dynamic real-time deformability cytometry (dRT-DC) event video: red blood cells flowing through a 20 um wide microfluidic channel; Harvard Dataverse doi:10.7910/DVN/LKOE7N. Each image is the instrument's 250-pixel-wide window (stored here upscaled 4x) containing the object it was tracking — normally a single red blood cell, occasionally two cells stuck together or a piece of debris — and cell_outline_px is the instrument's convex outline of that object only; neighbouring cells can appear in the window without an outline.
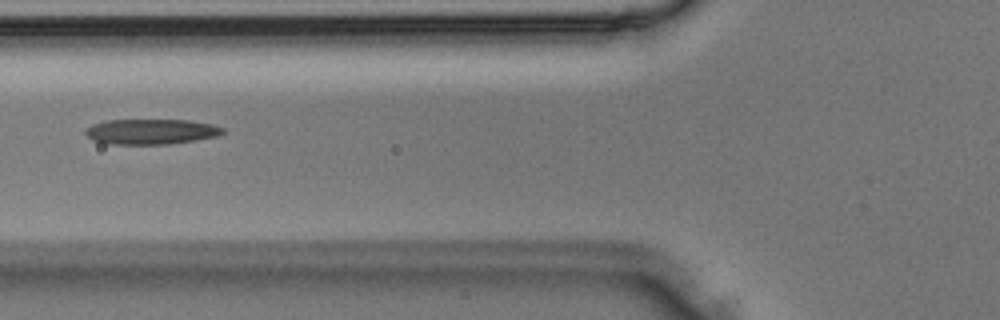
{"species": "Egyptian fruit bat (a non-hibernating species)", "species_latin": "Rousettus aegyptiacus", "temperature_condition": "room temperature", "stored_images_in_passage": 3, "camera_frame_rate_fps": 3000, "um_per_image_px": 0.085, "animal": {"sex": "male"}, "frame": {"image": 1, "passage_image": 3, "time_ms": 0.667, "image_size_px": [1000, 320], "cell_outline_px": [[224, 132], [216, 136], [196, 140], [168, 144], [112, 144], [92, 140], [84, 132], [92, 124], [108, 120], [188, 120], [212, 124], [224, 128]], "centroid_in_image_um": [12.85, 11.18], "position_along_channel_um": 113.0, "area_um2": 20.11}}